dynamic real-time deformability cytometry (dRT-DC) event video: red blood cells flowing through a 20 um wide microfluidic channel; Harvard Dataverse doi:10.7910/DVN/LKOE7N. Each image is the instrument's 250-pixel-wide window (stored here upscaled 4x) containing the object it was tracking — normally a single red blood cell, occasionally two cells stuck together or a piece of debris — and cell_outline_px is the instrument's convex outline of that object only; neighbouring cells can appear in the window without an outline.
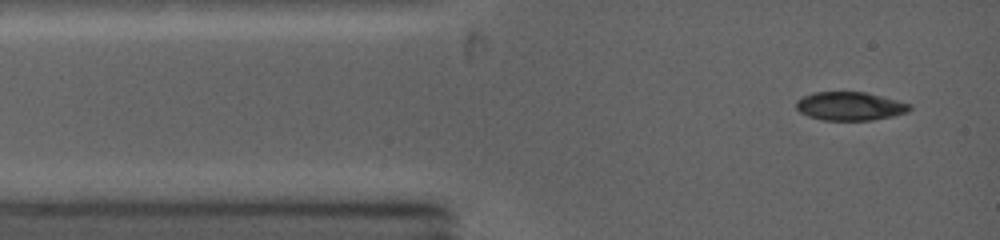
{"species": "common noctule bat (a hibernating species)", "species_latin": "Nyctalus noctula", "temperature_condition": "warm", "stored_images_in_passage": 27, "camera_frame_rate_fps": 5000, "um_per_image_px": 0.085, "animal": {"sex": "female", "body_mass_g": 19.0, "forearm_length_mm": 53.3}, "frame": {"image": 1, "passage_image": 1, "time_ms": 0.0, "image_size_px": [1000, 240], "cell_outline_px": [[912, 108], [908, 112], [892, 116], [872, 120], [824, 120], [808, 116], [800, 112], [796, 108], [796, 100], [804, 96], [816, 92], [864, 92], [912, 104]], "centroid_in_image_um": [72.25, 9.03], "position_along_channel_um": 12.8, "area_um2": 18.73}}
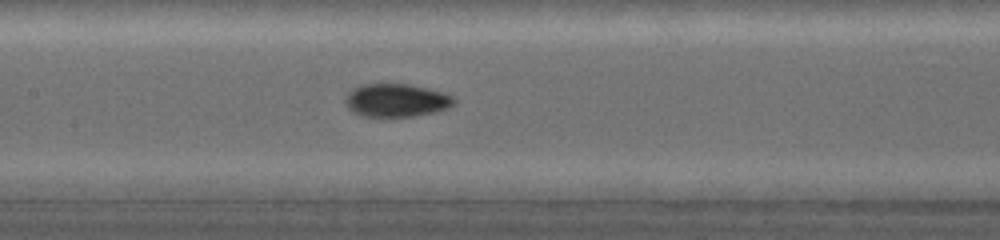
{"frame": {"image": 2, "passage_image": 12, "time_ms": 4.6, "image_size_px": [1000, 240], "cell_outline_px": [[452, 104], [448, 108], [436, 112], [416, 116], [360, 116], [352, 112], [348, 108], [348, 96], [356, 88], [368, 84], [404, 84], [424, 88], [452, 96]], "centroid_in_image_um": [33.7, 8.56], "position_along_channel_um": 173.7, "area_um2": 20.11}}
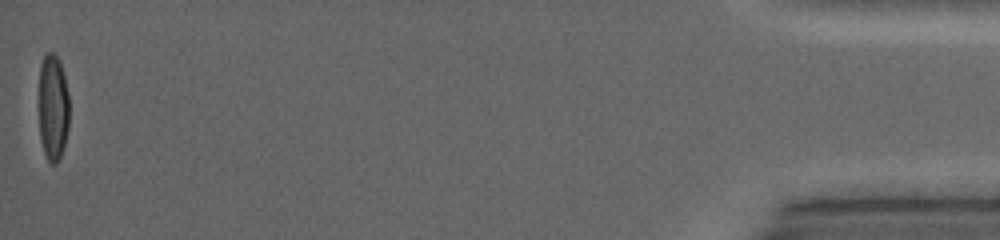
{"frame": {"image": 3, "passage_image": 27, "time_ms": 13.8, "image_size_px": [1000, 240], "cell_outline_px": [[68, 128], [60, 160], [56, 164], [52, 164], [48, 160], [44, 152], [40, 140], [40, 64], [44, 56], [48, 52], [52, 52], [60, 60], [68, 92]], "centroid_in_image_um": [4.51, 9.15], "position_along_channel_um": 430.7, "area_um2": 18.73}, "authors_computed_cell_mechanics": {"area_um2": 20.1144, "velocity_mm_per_s": 4.3413, "shape_relaxation_time_tau1_ms": 6.0144, "shape_relaxation_time_tau2_ms": 1.9519, "deformation_change_tau1": 0.2384, "deformation_change_tau2": 0.0382}}